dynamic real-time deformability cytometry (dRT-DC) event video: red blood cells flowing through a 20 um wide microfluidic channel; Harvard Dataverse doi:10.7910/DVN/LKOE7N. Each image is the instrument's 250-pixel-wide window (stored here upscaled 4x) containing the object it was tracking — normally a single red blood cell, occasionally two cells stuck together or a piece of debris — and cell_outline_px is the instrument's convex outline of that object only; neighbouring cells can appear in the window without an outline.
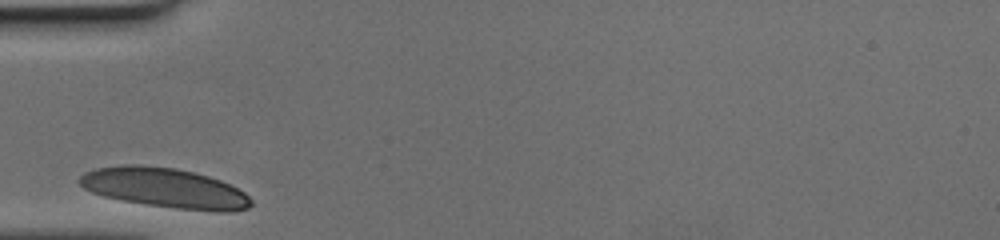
{"species": "human", "species_latin": "Homo sapiens", "temperature_condition": "cold", "stored_images_in_passage": 24, "camera_frame_rate_fps": 3000, "um_per_image_px": 0.085, "donor": {"sex": "female"}, "frame": {"image": 1, "passage_image": 1, "time_ms": 0.0, "image_size_px": [1000, 240], "cell_outline_px": [[252, 204], [248, 208], [232, 212], [216, 212], [176, 208], [148, 204], [124, 200], [104, 196], [92, 192], [84, 188], [76, 180], [84, 172], [96, 168], [124, 164], [140, 164], [176, 168], [208, 176], [220, 180], [244, 192], [252, 200]], "centroid_in_image_um": [14.0, 15.97], "position_along_channel_um": 71.0, "area_um2": 39.77}}
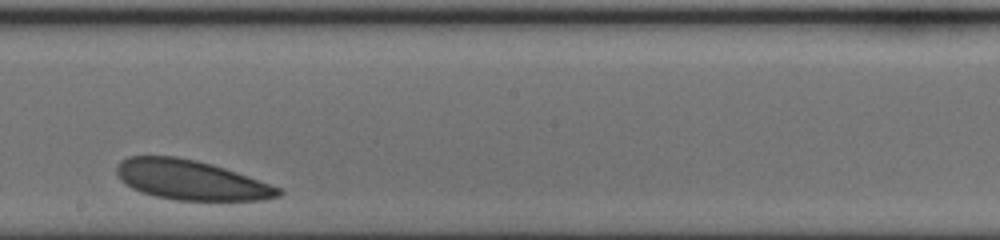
{"frame": {"image": 2, "passage_image": 14, "time_ms": 4.333, "image_size_px": [1000, 240], "cell_outline_px": [[284, 192], [280, 196], [264, 200], [172, 200], [140, 192], [124, 184], [120, 180], [116, 172], [116, 168], [120, 160], [128, 156], [176, 156], [196, 160], [212, 164], [284, 188]], "centroid_in_image_um": [16.24, 15.3], "position_along_channel_um": 232.0, "area_um2": 37.74}}
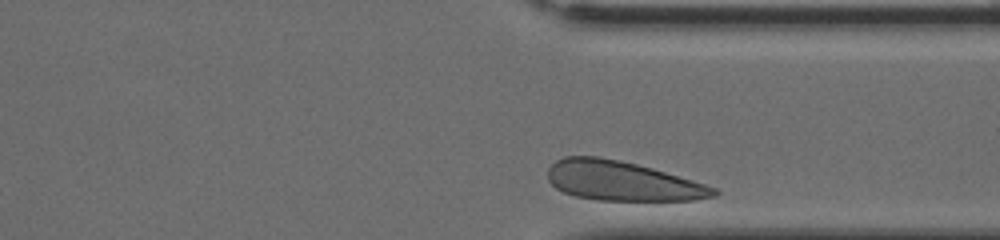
{"frame": {"image": 3, "passage_image": 24, "time_ms": 7.667, "image_size_px": [1000, 240], "cell_outline_px": [[720, 192], [716, 196], [696, 200], [596, 200], [572, 196], [556, 188], [548, 180], [548, 168], [556, 160], [564, 156], [596, 156], [620, 160], [652, 168], [692, 180], [716, 188]], "centroid_in_image_um": [52.86, 15.38], "position_along_channel_um": 358.5, "area_um2": 38.21}}